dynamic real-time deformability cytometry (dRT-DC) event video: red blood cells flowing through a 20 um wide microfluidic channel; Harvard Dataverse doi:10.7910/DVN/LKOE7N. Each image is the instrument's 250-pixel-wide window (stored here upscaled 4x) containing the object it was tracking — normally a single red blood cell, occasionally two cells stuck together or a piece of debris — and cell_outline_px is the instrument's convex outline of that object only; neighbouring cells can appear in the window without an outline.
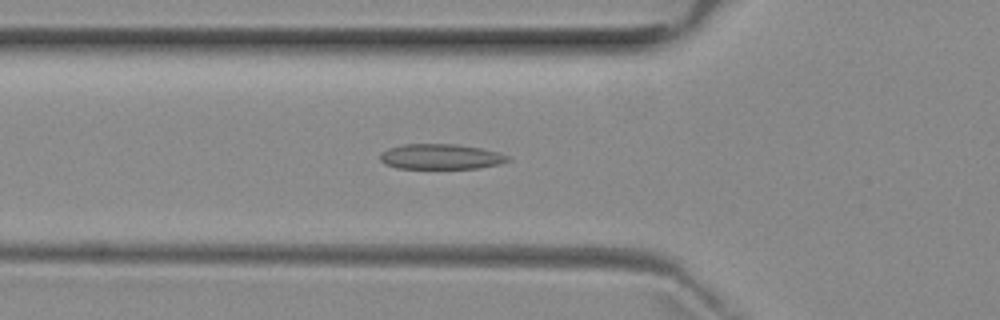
{"species": "common noctule bat (a hibernating species)", "species_latin": "Nyctalus noctula", "temperature_condition": "room temperature", "stored_images_in_passage": 5, "camera_frame_rate_fps": 3000, "um_per_image_px": 0.085, "animal": {"sex": "female", "body_mass_g": 29.2, "forearm_length_mm": 56.3}, "frame": {"image": 1, "passage_image": 5, "time_ms": 4.667, "image_size_px": [1000, 320], "cell_outline_px": [[512, 160], [500, 164], [480, 168], [396, 168], [384, 164], [380, 160], [380, 152], [388, 148], [404, 144], [456, 144], [480, 148], [500, 152], [508, 156]], "centroid_in_image_um": [37.47, 13.31], "position_along_channel_um": 88.3, "area_um2": 18.96}}